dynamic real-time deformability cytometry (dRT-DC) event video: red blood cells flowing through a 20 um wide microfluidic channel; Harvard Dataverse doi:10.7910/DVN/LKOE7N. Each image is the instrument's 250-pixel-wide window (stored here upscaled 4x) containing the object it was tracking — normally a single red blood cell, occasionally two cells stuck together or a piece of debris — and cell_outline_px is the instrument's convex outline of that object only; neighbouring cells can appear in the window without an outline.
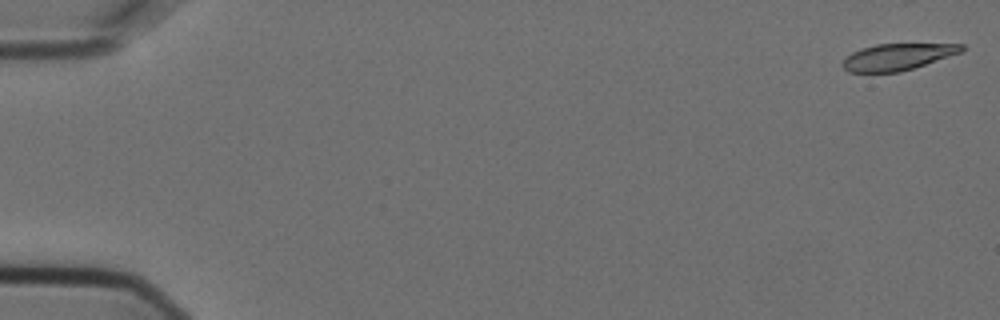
{"species": "Egyptian fruit bat (a non-hibernating species)", "species_latin": "Rousettus aegyptiacus", "temperature_condition": "cold", "stored_images_in_passage": 6, "camera_frame_rate_fps": 3000, "um_per_image_px": 0.085, "animal": {"sex": "female"}, "frame": {"image": 1, "passage_image": 1, "time_ms": 0.0, "image_size_px": [1000, 320], "cell_outline_px": [[964, 48], [960, 52], [900, 72], [848, 72], [840, 64], [852, 52], [876, 44], [964, 44]], "centroid_in_image_um": [76.24, 4.83], "position_along_channel_um": 8.8, "area_um2": 17.98}}
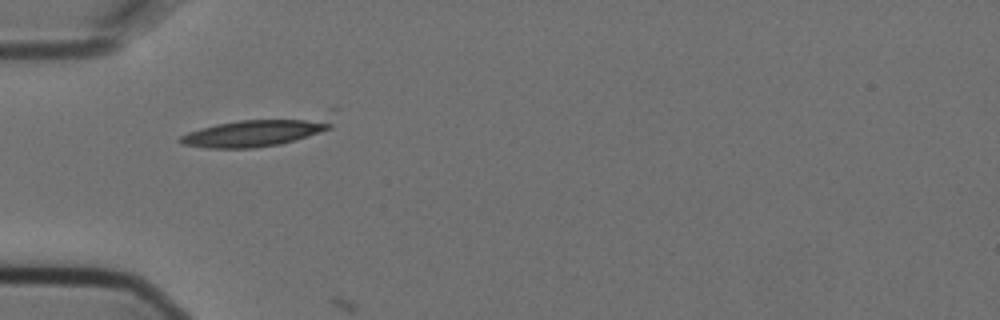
{"frame": {"image": 2, "passage_image": 5, "time_ms": 1.333, "image_size_px": [1000, 320], "cell_outline_px": [[340, 108], [332, 128], [320, 132], [280, 144], [252, 148], [208, 148], [180, 144], [176, 140], [180, 136], [188, 132], [200, 128], [216, 124], [332, 104]], "centroid_in_image_um": [22.4, 11.0], "position_along_channel_um": 62.6, "area_um2": 28.96}}